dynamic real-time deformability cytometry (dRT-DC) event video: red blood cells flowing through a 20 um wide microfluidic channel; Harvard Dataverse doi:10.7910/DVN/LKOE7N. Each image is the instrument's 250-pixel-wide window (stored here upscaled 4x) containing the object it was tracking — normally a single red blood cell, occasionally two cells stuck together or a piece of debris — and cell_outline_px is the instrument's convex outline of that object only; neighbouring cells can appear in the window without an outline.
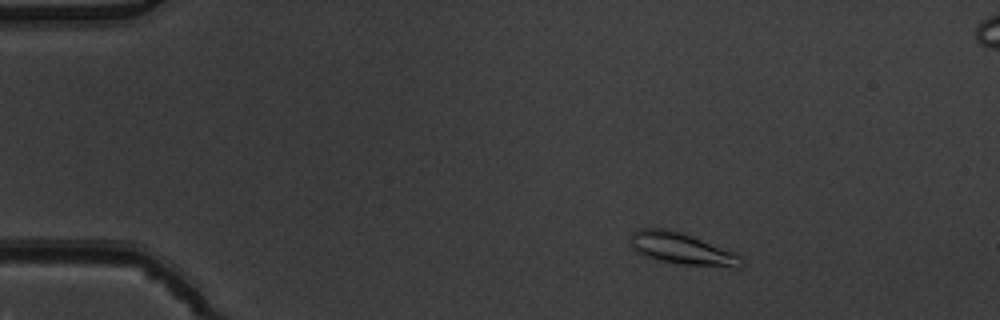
{"species": "common noctule bat (a hibernating species)", "species_latin": "Nyctalus noctula", "temperature_condition": "warm", "stored_images_in_passage": 6, "camera_frame_rate_fps": 3000, "um_per_image_px": 0.085, "animal": {"sex": "male", "body_mass_g": 19.5, "forearm_length_mm": 54.6}, "frame": {"image": 1, "passage_image": 2, "time_ms": 0.333, "image_size_px": [1000, 320], "cell_outline_px": [[744, 264], [740, 268], [732, 268], [684, 264], [656, 260], [644, 256], [636, 252], [632, 248], [632, 232], [636, 228], [668, 228], [680, 232], [732, 252], [740, 256]], "centroid_in_image_um": [57.93, 21.15], "position_along_channel_um": 27.1, "area_um2": 20.29}}
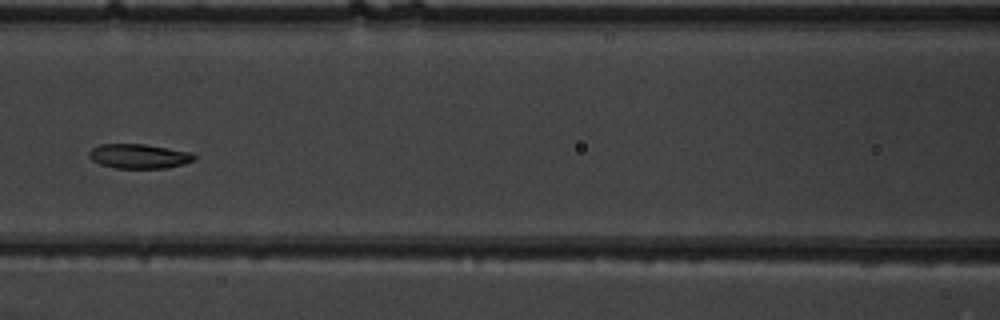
{"frame": {"image": 2, "passage_image": 6, "time_ms": 1.667, "image_size_px": [1000, 320], "cell_outline_px": [[196, 160], [184, 164], [168, 168], [116, 168], [100, 164], [92, 160], [88, 156], [88, 152], [92, 148], [100, 144], [144, 144], [192, 152], [196, 156]], "centroid_in_image_um": [11.84, 13.28], "position_along_channel_um": 154.8, "area_um2": 15.14}}